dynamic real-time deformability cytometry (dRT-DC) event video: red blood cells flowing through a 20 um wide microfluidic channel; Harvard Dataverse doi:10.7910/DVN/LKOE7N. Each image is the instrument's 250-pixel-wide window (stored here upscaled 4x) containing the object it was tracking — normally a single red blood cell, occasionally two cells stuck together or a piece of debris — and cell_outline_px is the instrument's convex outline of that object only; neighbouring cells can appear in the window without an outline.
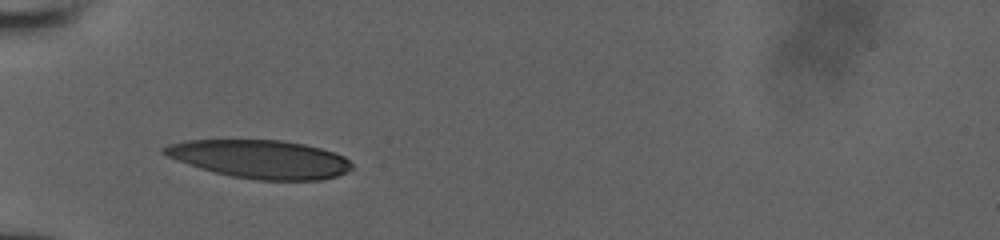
{"species": "human", "species_latin": "Homo sapiens", "temperature_condition": "room temperature", "stored_images_in_passage": 12, "camera_frame_rate_fps": 3000, "um_per_image_px": 0.085, "donor": {"sex": "male"}, "frame": {"image": 1, "passage_image": 7, "time_ms": 2.667, "image_size_px": [1000, 240], "cell_outline_px": [[352, 168], [348, 172], [336, 176], [320, 180], [256, 180], [232, 176], [200, 168], [176, 160], [160, 152], [160, 148], [168, 144], [188, 140], [280, 140], [304, 144], [320, 148], [344, 156], [352, 164]], "centroid_in_image_um": [22.1, 13.52], "position_along_channel_um": 62.9, "area_um2": 41.79}}
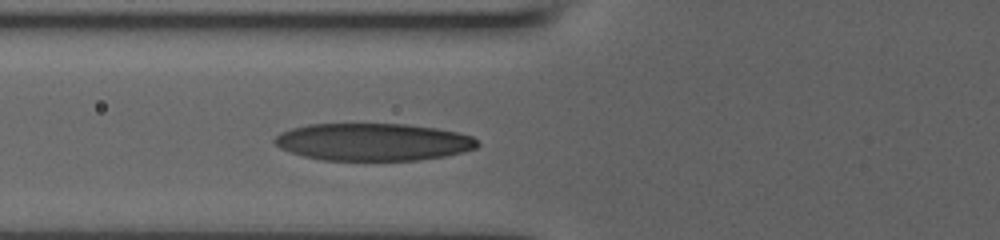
{"frame": {"image": 2, "passage_image": 9, "time_ms": 3.667, "image_size_px": [1000, 240], "cell_outline_px": [[480, 144], [476, 148], [444, 156], [416, 160], [324, 160], [304, 156], [280, 148], [272, 140], [280, 132], [292, 128], [308, 124], [404, 124], [436, 128], [456, 132], [472, 136], [480, 140]], "centroid_in_image_um": [31.71, 12.06], "position_along_channel_um": 94.1, "area_um2": 44.1}}
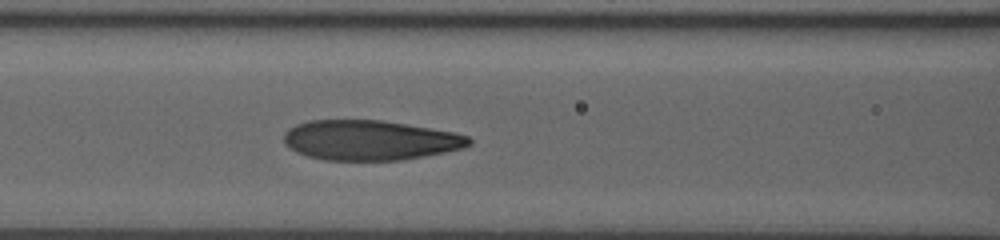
{"frame": {"image": 3, "passage_image": 12, "time_ms": 4.667, "image_size_px": [1000, 240], "cell_outline_px": [[472, 144], [464, 148], [404, 160], [324, 160], [308, 156], [296, 152], [288, 148], [284, 144], [284, 132], [288, 128], [296, 124], [308, 120], [380, 120], [452, 132], [468, 136], [472, 140]], "centroid_in_image_um": [31.4, 11.92], "position_along_channel_um": 135.2, "area_um2": 43.12}}